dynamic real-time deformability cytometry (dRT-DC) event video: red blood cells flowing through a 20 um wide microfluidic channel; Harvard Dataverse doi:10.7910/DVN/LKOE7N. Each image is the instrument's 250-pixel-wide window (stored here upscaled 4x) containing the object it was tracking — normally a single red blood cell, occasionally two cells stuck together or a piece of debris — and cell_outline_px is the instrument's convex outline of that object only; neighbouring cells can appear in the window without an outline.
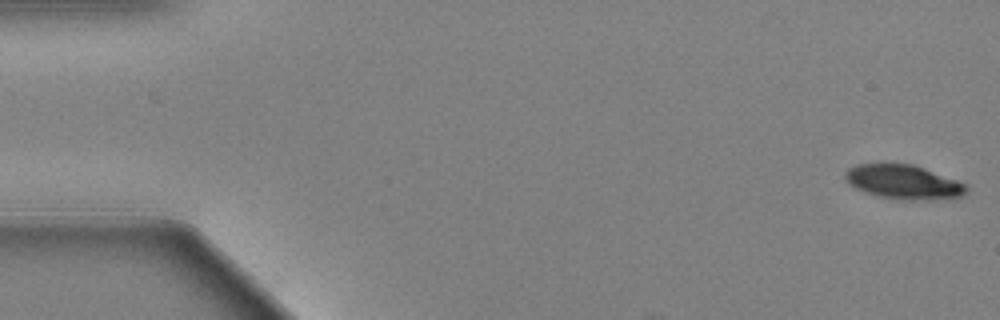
{"species": "Egyptian fruit bat (a non-hibernating species)", "species_latin": "Rousettus aegyptiacus", "temperature_condition": "warm", "stored_images_in_passage": 62, "camera_frame_rate_fps": 3000, "um_per_image_px": 0.085, "animal": {"sex": "female"}, "frame": {"image": 1, "passage_image": 1, "time_ms": 0.0, "image_size_px": [1000, 320], "cell_outline_px": [[968, 188], [960, 196], [924, 200], [908, 200], [880, 196], [856, 188], [848, 184], [844, 176], [844, 172], [848, 168], [856, 164], [912, 164], [924, 168], [968, 184]], "centroid_in_image_um": [76.78, 15.45], "position_along_channel_um": 8.2, "area_um2": 23.81}}
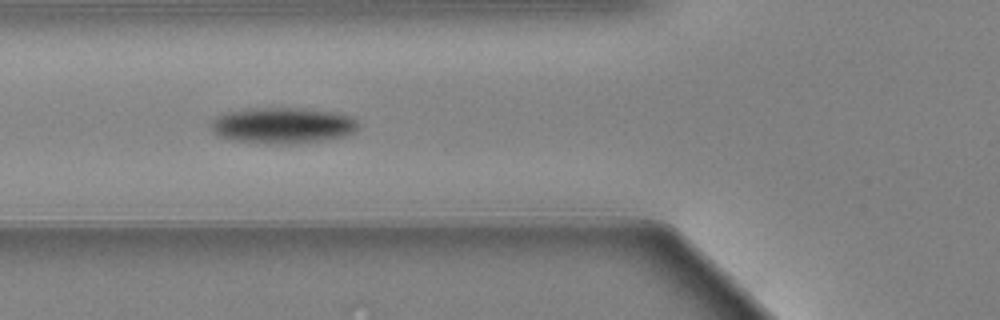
{"frame": {"image": 2, "passage_image": 23, "time_ms": 7.333, "image_size_px": [1000, 320], "cell_outline_px": [[360, 128], [344, 136], [328, 140], [300, 144], [264, 144], [232, 140], [220, 136], [212, 128], [212, 120], [216, 116], [224, 112], [248, 108], [300, 108], [332, 112], [352, 116], [356, 120]], "centroid_in_image_um": [24.05, 10.67], "position_along_channel_um": 101.8, "area_um2": 31.27}}
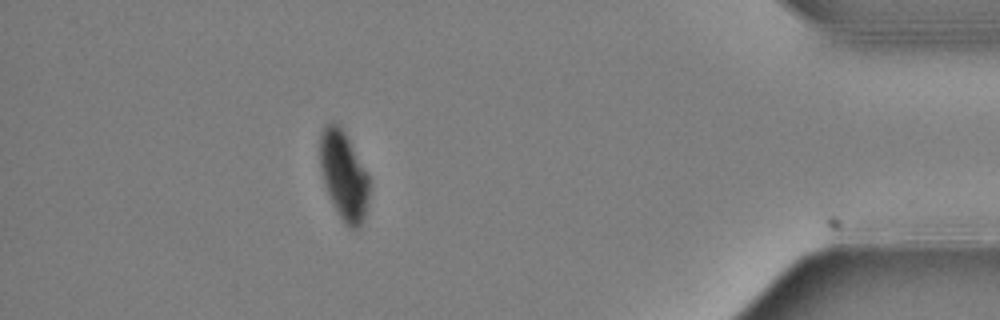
{"frame": {"image": 3, "passage_image": 55, "time_ms": 18.0, "image_size_px": [1000, 320], "cell_outline_px": [[368, 204], [360, 228], [348, 228], [344, 224], [324, 184], [320, 168], [320, 132], [332, 120], [340, 124], [348, 136], [368, 172]], "centroid_in_image_um": [29.23, 14.86], "position_along_channel_um": 406.0, "area_um2": 25.61}, "authors_computed_cell_mechanics": {"area_um2": 28.2353, "velocity_mm_per_s": 3.3034, "shape_relaxation_time_tau1_ms": 1.8934, "shape_relaxation_time_tau2_ms": null, "deformation_change_tau1": 0.1251, "deformation_change_tau2": null}}